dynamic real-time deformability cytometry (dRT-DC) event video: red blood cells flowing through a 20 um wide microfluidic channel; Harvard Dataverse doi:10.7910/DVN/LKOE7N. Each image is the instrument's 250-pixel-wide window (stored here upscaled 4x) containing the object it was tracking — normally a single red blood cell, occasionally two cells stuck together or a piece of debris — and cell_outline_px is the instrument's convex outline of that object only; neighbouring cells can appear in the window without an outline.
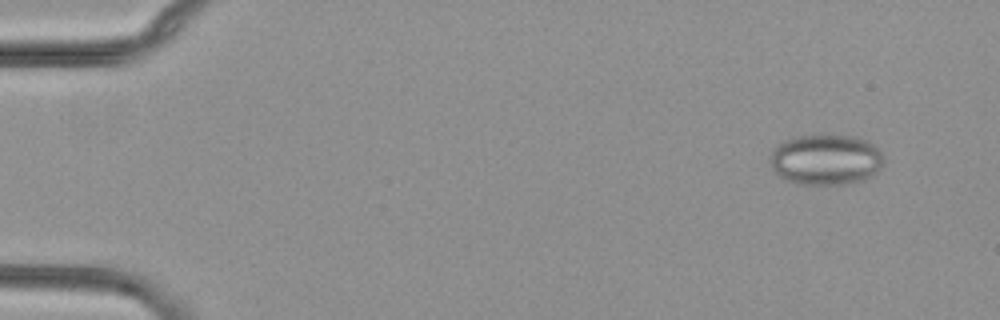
{"species": "common noctule bat (a hibernating species)", "species_latin": "Nyctalus noctula", "temperature_condition": "cold", "stored_images_in_passage": 7, "camera_frame_rate_fps": 3000, "um_per_image_px": 0.085, "animal": {"sex": "female", "body_mass_g": 29.2, "forearm_length_mm": 56.3}, "frame": {"image": 1, "passage_image": 1, "time_ms": 0.0, "image_size_px": [1000, 320], "cell_outline_px": [[880, 168], [872, 176], [864, 180], [844, 184], [800, 184], [784, 180], [772, 168], [772, 152], [784, 140], [796, 136], [824, 132], [828, 132], [856, 136], [872, 144], [880, 152]], "centroid_in_image_um": [70.18, 13.53], "position_along_channel_um": 14.8, "area_um2": 33.76}}
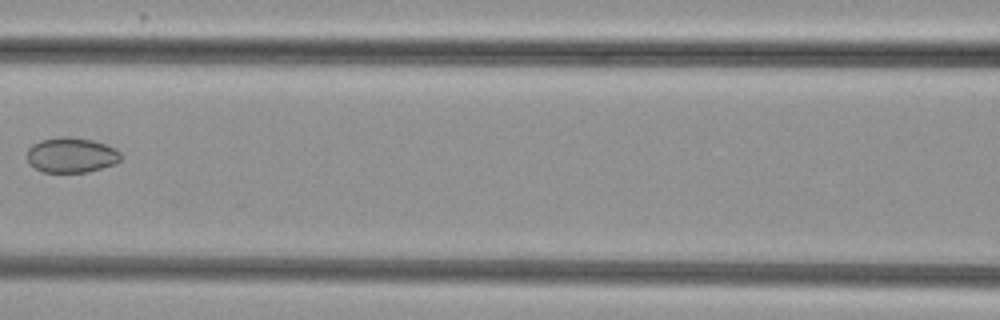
{"frame": {"image": 2, "passage_image": 7, "time_ms": 7.0, "image_size_px": [1000, 320], "cell_outline_px": [[120, 160], [116, 164], [88, 172], [44, 172], [28, 164], [28, 148], [32, 144], [40, 140], [64, 136], [68, 136], [92, 140], [116, 148], [120, 152]], "centroid_in_image_um": [6.06, 13.18], "position_along_channel_um": 160.5, "area_um2": 19.25}}